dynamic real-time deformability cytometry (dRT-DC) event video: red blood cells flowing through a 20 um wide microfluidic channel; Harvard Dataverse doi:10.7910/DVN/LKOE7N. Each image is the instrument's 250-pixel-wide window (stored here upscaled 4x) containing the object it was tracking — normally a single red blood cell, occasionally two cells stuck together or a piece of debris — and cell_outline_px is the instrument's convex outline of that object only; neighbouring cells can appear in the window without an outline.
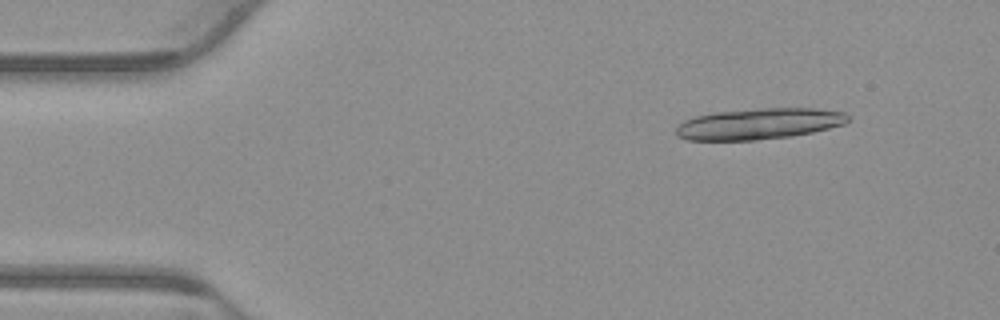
{"species": "common noctule bat (a hibernating species)", "species_latin": "Nyctalus noctula", "temperature_condition": "warm", "stored_images_in_passage": 18, "camera_frame_rate_fps": 3000, "um_per_image_px": 0.085, "animal": {"sex": "male", "body_mass_g": 23.1, "forearm_length_mm": 52.7}, "frame": {"image": 1, "passage_image": 6, "time_ms": 1.667, "image_size_px": [1000, 320], "cell_outline_px": [[848, 120], [844, 124], [812, 132], [792, 136], [756, 140], [688, 140], [676, 136], [676, 128], [684, 120], [696, 116], [716, 112], [760, 108], [816, 108], [844, 112], [848, 116]], "centroid_in_image_um": [64.5, 10.52], "position_along_channel_um": 20.5, "area_um2": 31.04}}